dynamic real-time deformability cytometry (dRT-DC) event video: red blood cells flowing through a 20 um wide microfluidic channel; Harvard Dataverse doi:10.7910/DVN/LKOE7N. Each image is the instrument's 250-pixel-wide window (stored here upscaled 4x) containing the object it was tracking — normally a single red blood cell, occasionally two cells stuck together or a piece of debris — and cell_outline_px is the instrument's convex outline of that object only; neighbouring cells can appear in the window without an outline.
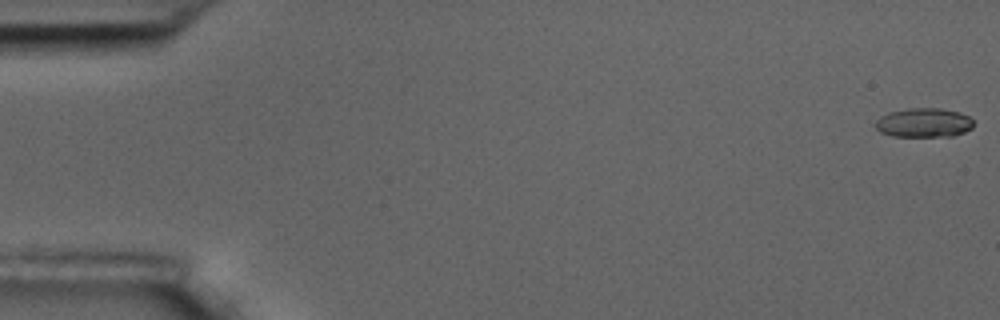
{"species": "common noctule bat (a hibernating species)", "species_latin": "Nyctalus noctula", "temperature_condition": "room temperature", "stored_images_in_passage": 58, "camera_frame_rate_fps": 3000, "um_per_image_px": 0.085, "animal": {"sex": "male", "body_mass_g": 17.5, "forearm_length_mm": 52.3}, "frame": {"image": 1, "passage_image": 1, "time_ms": 0.0, "image_size_px": [1000, 320], "cell_outline_px": [[972, 128], [964, 132], [952, 136], [892, 136], [880, 132], [872, 124], [880, 116], [888, 112], [908, 108], [940, 108], [960, 112], [968, 116], [972, 120]], "centroid_in_image_um": [78.48, 10.42], "position_along_channel_um": 6.5, "area_um2": 16.82}}
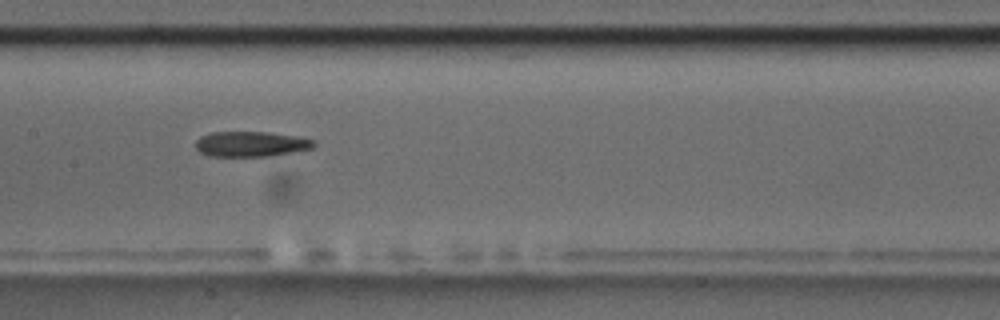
{"frame": {"image": 2, "passage_image": 29, "time_ms": 9.333, "image_size_px": [1000, 320], "cell_outline_px": [[316, 144], [312, 148], [296, 152], [268, 156], [208, 156], [200, 152], [196, 148], [196, 140], [200, 136], [212, 132], [268, 132], [300, 136], [316, 140]], "centroid_in_image_um": [21.38, 12.24], "position_along_channel_um": 186.0, "area_um2": 17.63}}
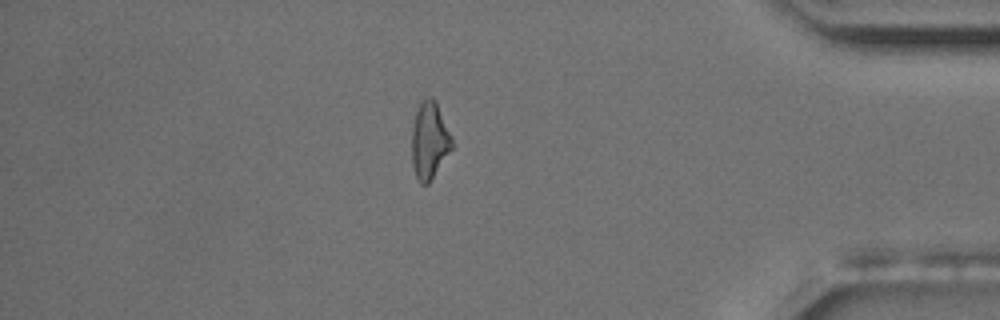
{"frame": {"image": 3, "passage_image": 50, "time_ms": 16.333, "image_size_px": [1000, 320], "cell_outline_px": [[452, 148], [428, 184], [420, 184], [416, 176], [412, 164], [412, 128], [416, 100], [428, 96], [432, 96], [436, 100], [452, 136]], "centroid_in_image_um": [36.48, 11.83], "position_along_channel_um": 398.7, "area_um2": 18.5}}